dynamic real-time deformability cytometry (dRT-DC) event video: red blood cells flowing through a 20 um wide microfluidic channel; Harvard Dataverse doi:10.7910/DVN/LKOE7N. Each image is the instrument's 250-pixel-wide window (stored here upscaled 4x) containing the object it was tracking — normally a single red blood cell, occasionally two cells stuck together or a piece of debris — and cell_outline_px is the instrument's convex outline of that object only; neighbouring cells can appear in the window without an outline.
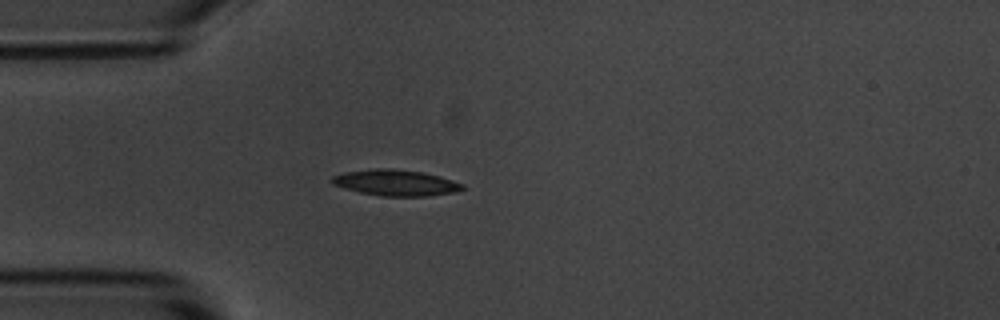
{"species": "common noctule bat (a hibernating species)", "species_latin": "Nyctalus noctula", "temperature_condition": "room temperature", "stored_images_in_passage": 40, "camera_frame_rate_fps": 3000, "um_per_image_px": 0.085, "animal": {"sex": "male", "body_mass_g": 20.1, "forearm_length_mm": 53.5}, "frame": {"image": 1, "passage_image": 3, "time_ms": 0.667, "image_size_px": [1000, 320], "cell_outline_px": [[464, 188], [452, 192], [428, 196], [380, 196], [360, 192], [344, 188], [332, 184], [332, 176], [344, 172], [376, 168], [392, 168], [420, 172], [440, 176], [464, 184]], "centroid_in_image_um": [33.61, 15.53], "position_along_channel_um": 51.4, "area_um2": 19.65}}
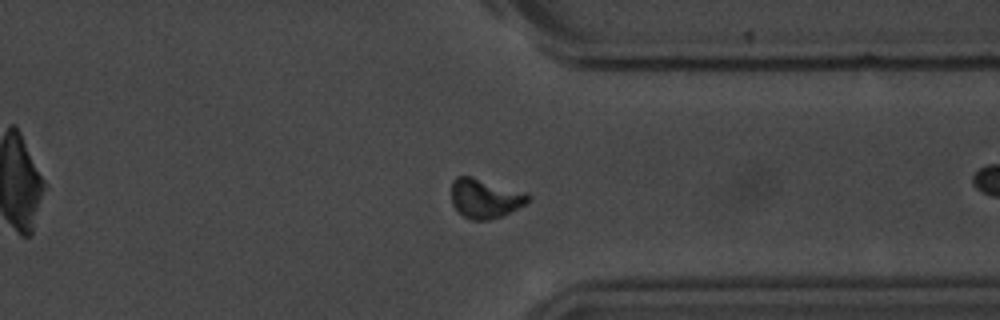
{"frame": {"image": 2, "passage_image": 26, "time_ms": 8.333, "image_size_px": [1000, 320], "cell_outline_px": [[532, 196], [528, 204], [500, 216], [488, 220], [472, 220], [464, 216], [452, 204], [452, 180], [456, 176], [472, 176], [524, 192]], "centroid_in_image_um": [41.24, 16.85], "position_along_channel_um": 370.2, "area_um2": 17.57}}
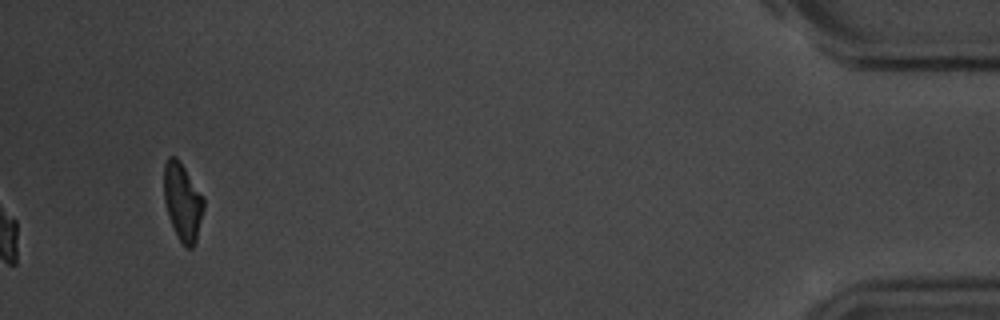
{"frame": {"image": 3, "passage_image": 40, "time_ms": 13.0, "image_size_px": [1000, 320], "cell_outline_px": [[204, 208], [196, 240], [192, 248], [184, 248], [168, 216], [164, 200], [164, 164], [168, 156], [176, 156], [180, 160], [204, 200]], "centroid_in_image_um": [15.5, 17.14], "position_along_channel_um": 419.7, "area_um2": 17.74}, "authors_computed_cell_mechanics": {"area_um2": 17.0221, "velocity_mm_per_s": 3.6609, "shape_relaxation_time_tau1_ms": 1.5912, "shape_relaxation_time_tau2_ms": 4.6419, "deformation_change_tau1": 0.0966, "deformation_change_tau2": 0.1}}